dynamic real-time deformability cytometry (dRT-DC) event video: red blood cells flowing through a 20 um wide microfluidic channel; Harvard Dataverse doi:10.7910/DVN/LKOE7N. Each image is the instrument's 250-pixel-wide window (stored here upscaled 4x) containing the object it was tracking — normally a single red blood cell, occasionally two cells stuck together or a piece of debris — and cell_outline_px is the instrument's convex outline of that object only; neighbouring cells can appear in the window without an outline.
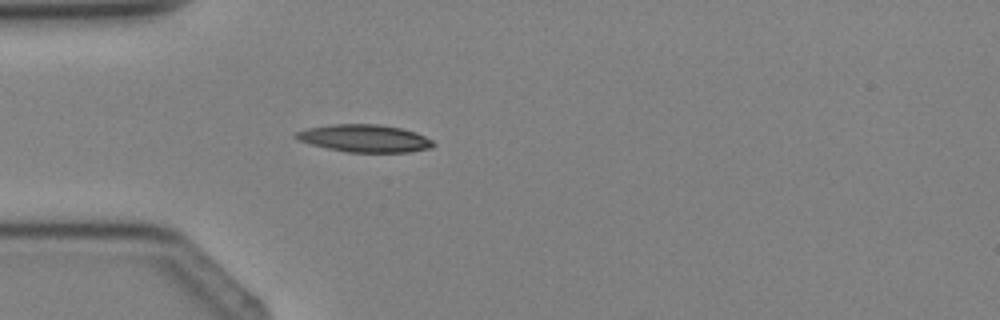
{"species": "Egyptian fruit bat (a non-hibernating species)", "species_latin": "Rousettus aegyptiacus", "temperature_condition": "cold", "stored_images_in_passage": 2, "camera_frame_rate_fps": 3000, "um_per_image_px": 0.085, "animal": {"sex": "female"}, "frame": {"image": 1, "passage_image": 2, "time_ms": 2.0, "image_size_px": [1000, 320], "cell_outline_px": [[436, 144], [432, 148], [408, 152], [348, 152], [328, 148], [312, 144], [300, 140], [292, 136], [296, 132], [308, 128], [332, 124], [380, 124], [400, 128], [416, 132], [432, 140]], "centroid_in_image_um": [31.02, 11.75], "position_along_channel_um": 54.0, "area_um2": 21.91}}